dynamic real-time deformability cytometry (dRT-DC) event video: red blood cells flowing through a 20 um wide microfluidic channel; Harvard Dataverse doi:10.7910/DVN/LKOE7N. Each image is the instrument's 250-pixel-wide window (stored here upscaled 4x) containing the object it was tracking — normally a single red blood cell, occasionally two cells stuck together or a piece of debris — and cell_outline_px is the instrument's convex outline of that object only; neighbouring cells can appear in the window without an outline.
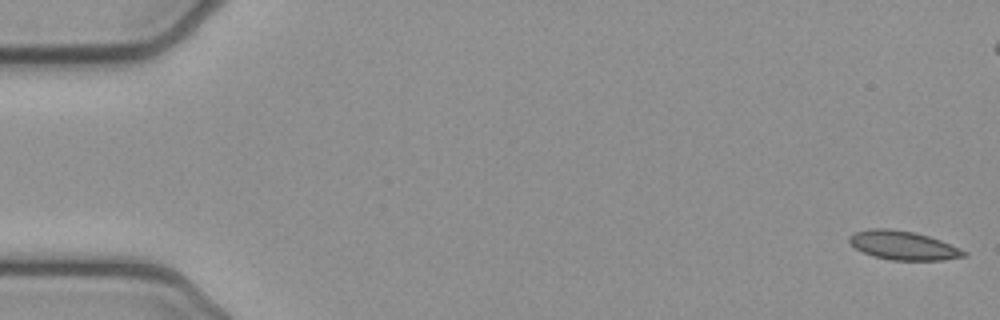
{"species": "common noctule bat (a hibernating species)", "species_latin": "Nyctalus noctula", "temperature_condition": "cold", "stored_images_in_passage": 15, "camera_frame_rate_fps": 3000, "um_per_image_px": 0.085, "animal": {"sex": "female", "body_mass_g": 21.9}, "frame": {"image": 1, "passage_image": 1, "time_ms": 0.0, "image_size_px": [1000, 320], "cell_outline_px": [[968, 256], [944, 260], [892, 260], [872, 256], [856, 248], [848, 240], [848, 236], [852, 232], [868, 228], [888, 228], [912, 232], [928, 236], [940, 240], [968, 252]], "centroid_in_image_um": [76.75, 20.85], "position_along_channel_um": 8.2, "area_um2": 19.31}}